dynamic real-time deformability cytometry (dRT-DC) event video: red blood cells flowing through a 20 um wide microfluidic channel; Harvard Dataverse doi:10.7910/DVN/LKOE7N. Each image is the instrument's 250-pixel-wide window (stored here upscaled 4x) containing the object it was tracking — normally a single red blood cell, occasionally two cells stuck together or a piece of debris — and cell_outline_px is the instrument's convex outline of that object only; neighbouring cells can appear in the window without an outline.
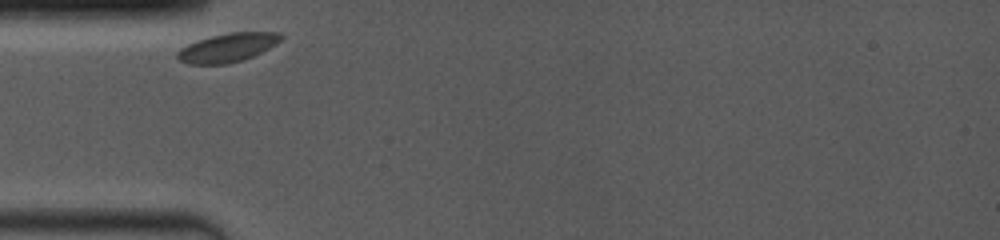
{"species": "common noctule bat (a hibernating species)", "species_latin": "Nyctalus noctula", "temperature_condition": "room temperature", "stored_images_in_passage": 38, "camera_frame_rate_fps": 4000, "um_per_image_px": 0.085, "animal": {"sex": "female", "body_mass_g": 19.0, "forearm_length_mm": 53.3}, "frame": {"image": 1, "passage_image": 1, "time_ms": 0.0, "image_size_px": [1000, 240], "cell_outline_px": [[284, 36], [276, 44], [244, 60], [228, 64], [188, 64], [180, 60], [176, 56], [176, 52], [180, 48], [196, 40], [228, 32], [280, 32]], "centroid_in_image_um": [19.33, 4.04], "position_along_channel_um": 65.7, "area_um2": 17.4}}
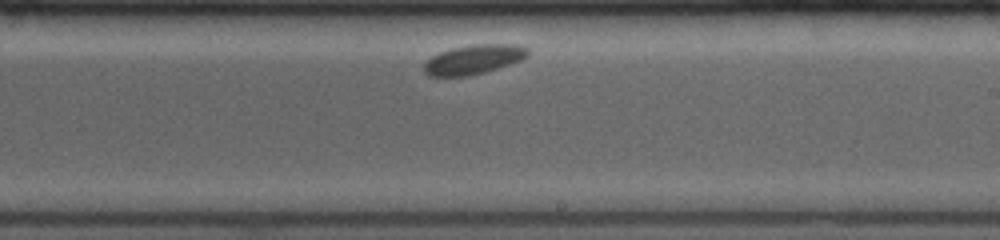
{"frame": {"image": 2, "passage_image": 22, "time_ms": 5.25, "image_size_px": [1000, 240], "cell_outline_px": [[528, 56], [520, 60], [484, 72], [468, 76], [428, 76], [424, 72], [424, 64], [432, 56], [440, 52], [452, 48], [472, 44], [516, 44], [528, 48]], "centroid_in_image_um": [40.25, 5.04], "position_along_channel_um": 248.8, "area_um2": 17.63}}
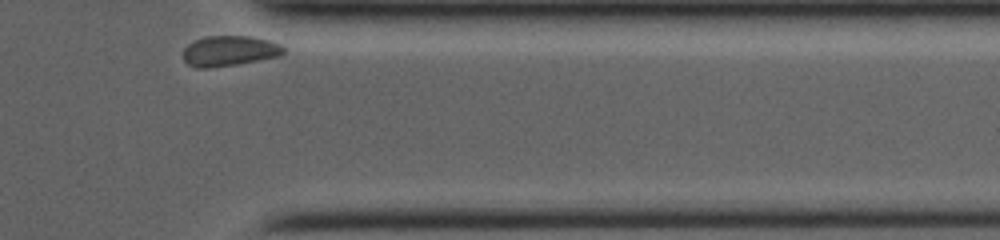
{"frame": {"image": 3, "passage_image": 38, "time_ms": 9.25, "image_size_px": [1000, 240], "cell_outline_px": [[284, 52], [280, 56], [236, 64], [208, 68], [196, 68], [188, 64], [184, 60], [184, 48], [188, 44], [204, 36], [248, 36], [268, 40], [280, 44], [284, 48]], "centroid_in_image_um": [19.49, 4.32], "position_along_channel_um": 391.9, "area_um2": 17.63}}